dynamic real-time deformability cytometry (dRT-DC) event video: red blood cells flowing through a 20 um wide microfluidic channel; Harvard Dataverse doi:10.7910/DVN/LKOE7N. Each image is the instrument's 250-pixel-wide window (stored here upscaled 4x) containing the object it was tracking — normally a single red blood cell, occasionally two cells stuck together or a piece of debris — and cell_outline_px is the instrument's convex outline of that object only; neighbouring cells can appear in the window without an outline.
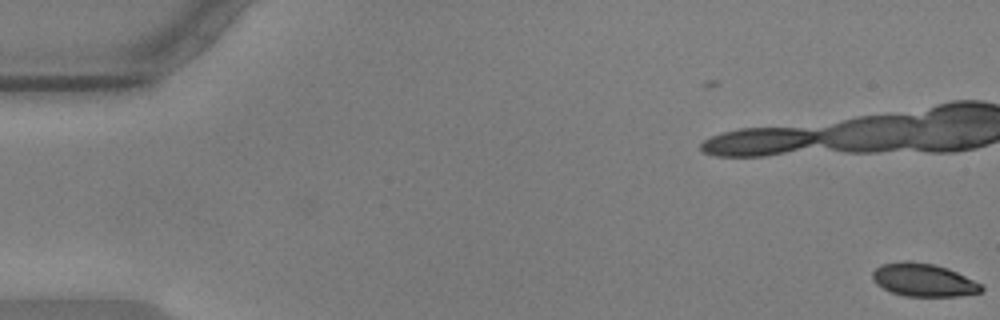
{"species": "common noctule bat (a hibernating species)", "species_latin": "Nyctalus noctula", "temperature_condition": "warm", "stored_images_in_passage": 19, "camera_frame_rate_fps": 3000, "um_per_image_px": 0.085, "animal": {"sex": "male", "body_mass_g": 17.9, "forearm_length_mm": 54.2}, "frame": {"image": 1, "passage_image": 1, "time_ms": 0.0, "image_size_px": [1000, 320], "cell_outline_px": [[984, 292], [960, 296], [904, 296], [892, 292], [876, 284], [872, 280], [872, 272], [880, 264], [904, 260], [912, 260], [932, 264], [948, 268], [980, 284], [984, 288]], "centroid_in_image_um": [78.47, 23.79], "position_along_channel_um": 6.5, "area_um2": 21.04}}